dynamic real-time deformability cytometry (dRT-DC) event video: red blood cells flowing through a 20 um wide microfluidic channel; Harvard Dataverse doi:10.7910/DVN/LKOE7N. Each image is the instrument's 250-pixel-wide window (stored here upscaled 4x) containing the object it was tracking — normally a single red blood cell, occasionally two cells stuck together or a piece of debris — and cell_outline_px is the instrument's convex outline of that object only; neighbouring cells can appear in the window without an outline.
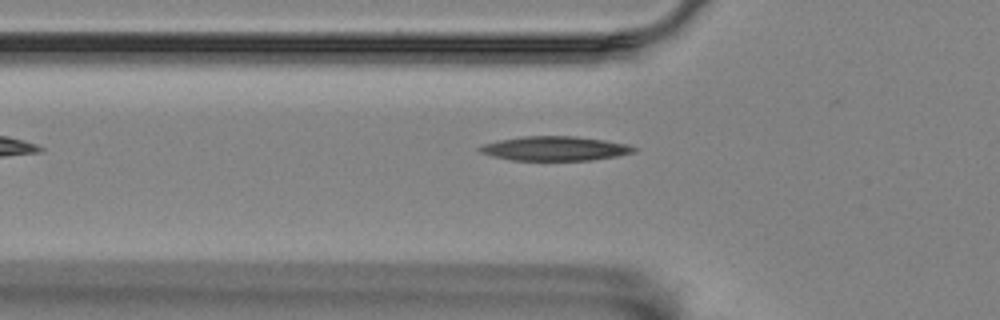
{"species": "Egyptian fruit bat (a non-hibernating species)", "species_latin": "Rousettus aegyptiacus", "temperature_condition": "room temperature", "stored_images_in_passage": 15, "segment_of_instrument_passage": [1, 2], "camera_frame_rate_fps": 3000, "um_per_image_px": 0.085, "animal": {"sex": "female"}, "frame": {"image": 1, "passage_image": 5, "time_ms": 1.333, "image_size_px": [1000, 320], "cell_outline_px": [[636, 152], [616, 156], [592, 160], [512, 160], [492, 156], [480, 152], [476, 148], [484, 144], [500, 140], [524, 136], [576, 136], [604, 140], [628, 144], [636, 148]], "centroid_in_image_um": [47.18, 12.62], "position_along_channel_um": 78.6, "area_um2": 21.79}}
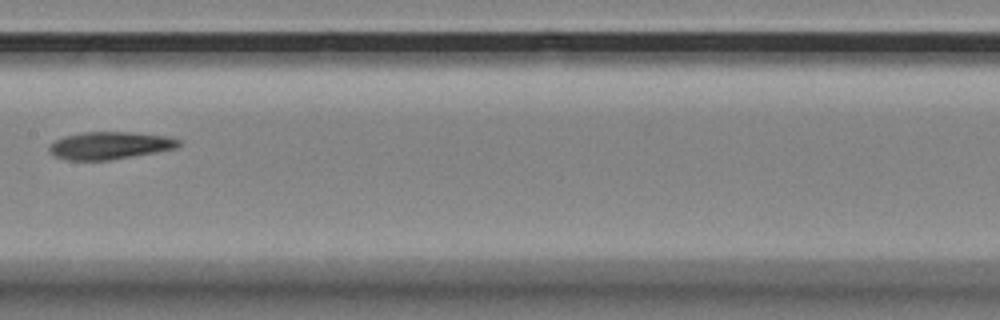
{"frame": {"image": 2, "passage_image": 8, "time_ms": 2.333, "image_size_px": [1000, 320], "cell_outline_px": [[180, 144], [176, 148], [156, 152], [108, 160], [68, 160], [56, 156], [48, 148], [56, 140], [64, 136], [84, 132], [128, 132], [164, 136], [180, 140]], "centroid_in_image_um": [9.33, 12.36], "position_along_channel_um": 198.1, "area_um2": 20.29}}
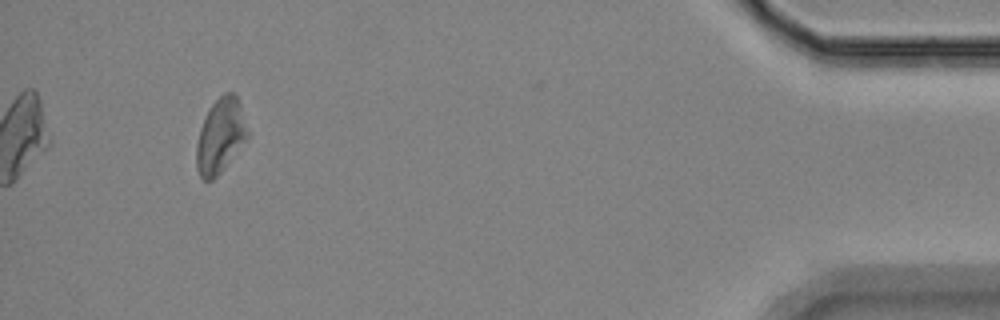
{"frame": {"image": 3, "passage_image": 14, "time_ms": 4.333, "image_size_px": [1000, 320], "cell_outline_px": [[248, 136], [216, 176], [212, 180], [204, 180], [200, 176], [196, 168], [196, 144], [200, 128], [208, 108], [224, 92], [236, 92], [240, 104], [248, 132]], "centroid_in_image_um": [18.7, 11.5], "position_along_channel_um": 416.5, "area_um2": 21.79}}